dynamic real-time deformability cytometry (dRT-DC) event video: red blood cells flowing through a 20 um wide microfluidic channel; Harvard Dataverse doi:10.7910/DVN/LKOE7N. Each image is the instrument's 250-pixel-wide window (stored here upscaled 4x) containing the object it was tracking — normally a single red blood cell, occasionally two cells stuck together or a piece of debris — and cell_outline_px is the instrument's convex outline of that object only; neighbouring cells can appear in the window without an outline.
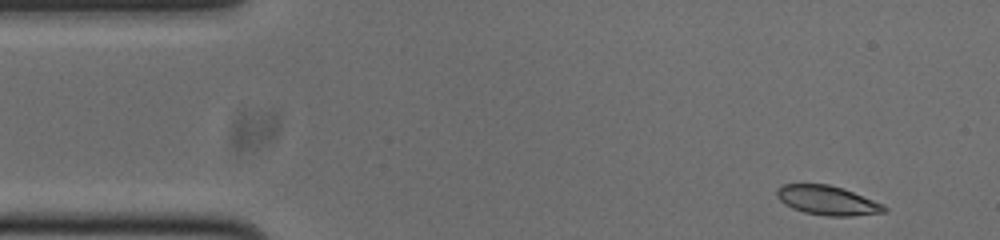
{"species": "common noctule bat (a hibernating species)", "species_latin": "Nyctalus noctula", "temperature_condition": "cold", "stored_images_in_passage": 50, "camera_frame_rate_fps": 3000, "um_per_image_px": 0.085, "animal": {"sex": "male", "body_mass_g": 20.0, "forearm_length_mm": 53.3}, "frame": {"image": 1, "passage_image": 1, "time_ms": 0.0, "image_size_px": [1000, 240], "cell_outline_px": [[888, 212], [852, 216], [828, 216], [804, 212], [792, 208], [784, 204], [776, 196], [776, 192], [784, 184], [828, 184], [844, 188], [884, 204], [888, 208]], "centroid_in_image_um": [70.38, 17.04], "position_along_channel_um": 14.6, "area_um2": 18.44}}
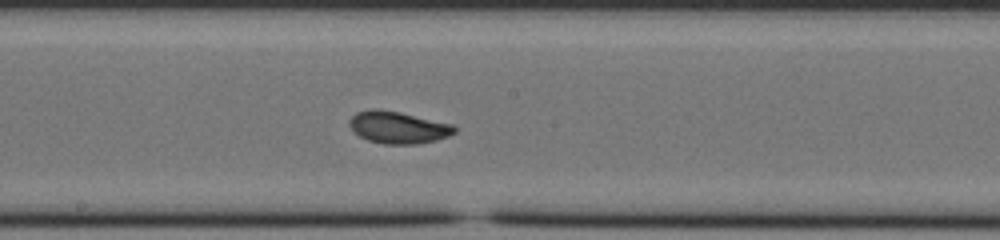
{"frame": {"image": 2, "passage_image": 24, "time_ms": 7.667, "image_size_px": [1000, 240], "cell_outline_px": [[456, 132], [448, 136], [436, 140], [420, 144], [384, 144], [368, 140], [360, 136], [348, 124], [348, 120], [356, 112], [372, 108], [380, 108], [400, 112], [452, 124], [456, 128]], "centroid_in_image_um": [33.83, 10.82], "position_along_channel_um": 214.4, "area_um2": 19.71}}
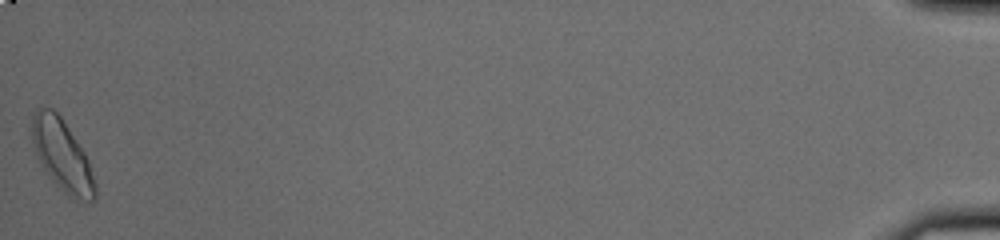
{"frame": {"image": 3, "passage_image": 50, "time_ms": 16.333, "image_size_px": [1000, 240], "cell_outline_px": [[96, 200], [72, 200], [52, 180], [36, 156], [28, 128], [32, 112], [40, 104], [52, 108], [60, 116], [84, 152], [88, 160], [96, 184]], "centroid_in_image_um": [5.22, 13.14], "position_along_channel_um": 430.0, "area_um2": 26.7}, "authors_computed_cell_mechanics": {"area_um2": 19.1896, "velocity_mm_per_s": 3.7488, "shape_relaxation_time_tau1_ms": 3.6503, "shape_relaxation_time_tau2_ms": 3.5891, "deformation_change_tau1": 0.1173, "deformation_change_tau2": 0.051}}